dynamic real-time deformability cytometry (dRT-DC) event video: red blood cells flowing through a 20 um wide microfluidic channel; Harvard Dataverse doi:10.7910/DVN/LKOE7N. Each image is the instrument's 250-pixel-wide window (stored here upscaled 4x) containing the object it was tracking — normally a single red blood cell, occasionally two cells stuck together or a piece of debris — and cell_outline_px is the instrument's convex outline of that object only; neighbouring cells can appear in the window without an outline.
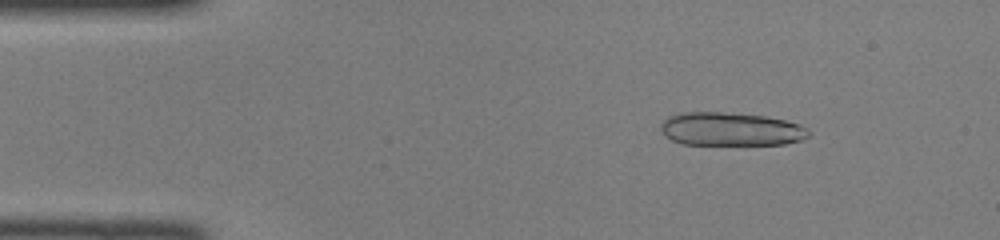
{"species": "common noctule bat (a hibernating species)", "species_latin": "Nyctalus noctula", "temperature_condition": "room temperature", "stored_images_in_passage": 39, "camera_frame_rate_fps": 3000, "um_per_image_px": 0.085, "animal": {"sex": "female", "body_mass_g": 22.0, "forearm_length_mm": 56.7}, "frame": {"image": 1, "passage_image": 2, "time_ms": 0.333, "image_size_px": [1000, 240], "cell_outline_px": [[812, 136], [800, 140], [784, 144], [680, 144], [664, 136], [660, 132], [660, 124], [668, 116], [680, 112], [720, 112], [768, 116], [800, 124], [812, 132]], "centroid_in_image_um": [62.1, 10.97], "position_along_channel_um": 22.9, "area_um2": 29.07}}
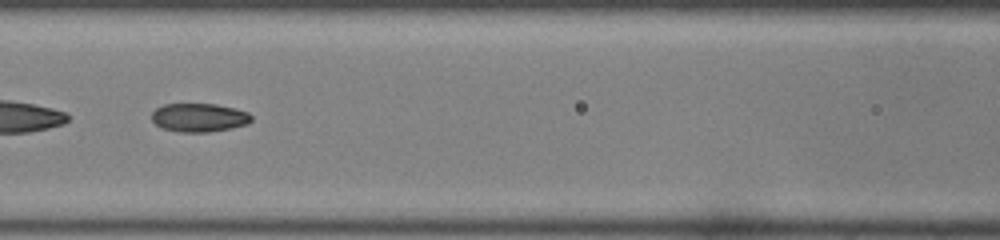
{"frame": {"image": 2, "passage_image": 16, "time_ms": 5.0, "image_size_px": [1000, 240], "cell_outline_px": [[252, 120], [248, 124], [232, 128], [208, 132], [180, 132], [160, 128], [152, 120], [152, 112], [156, 108], [164, 104], [216, 104], [236, 108], [248, 112], [252, 116]], "centroid_in_image_um": [16.94, 9.99], "position_along_channel_um": 149.7, "area_um2": 16.76}}
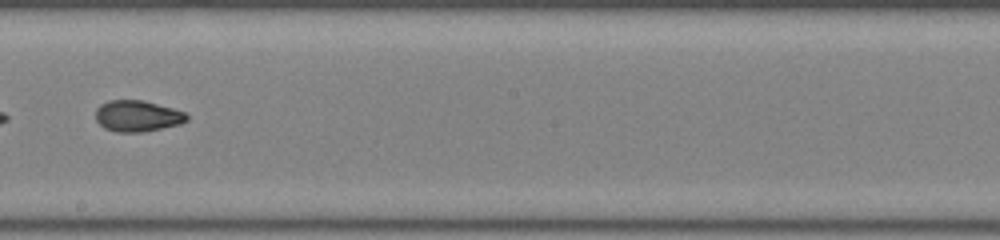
{"frame": {"image": 3, "passage_image": 22, "time_ms": 7.0, "image_size_px": [1000, 240], "cell_outline_px": [[188, 120], [180, 124], [140, 132], [116, 132], [104, 128], [96, 120], [96, 108], [100, 104], [108, 100], [140, 100], [172, 108], [184, 112], [188, 116]], "centroid_in_image_um": [11.64, 9.86], "position_along_channel_um": 236.6, "area_um2": 16.42}}